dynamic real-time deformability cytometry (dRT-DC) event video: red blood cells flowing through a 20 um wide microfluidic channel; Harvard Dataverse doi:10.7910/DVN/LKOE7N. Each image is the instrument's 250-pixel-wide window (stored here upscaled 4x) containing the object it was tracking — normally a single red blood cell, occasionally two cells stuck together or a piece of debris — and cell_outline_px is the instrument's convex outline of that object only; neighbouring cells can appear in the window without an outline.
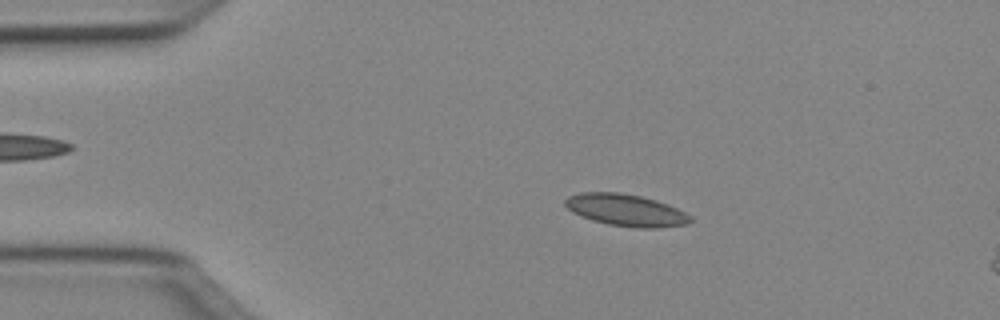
{"species": "Egyptian fruit bat (a non-hibernating species)", "species_latin": "Rousettus aegyptiacus", "temperature_condition": "cold", "stored_images_in_passage": 47, "camera_frame_rate_fps": 3000, "um_per_image_px": 0.085, "animal": {"sex": "female"}, "frame": {"image": 1, "passage_image": 6, "time_ms": 1.667, "image_size_px": [1000, 320], "cell_outline_px": [[692, 220], [688, 224], [656, 228], [636, 228], [608, 224], [592, 220], [580, 216], [572, 212], [564, 204], [564, 200], [568, 196], [580, 192], [620, 192], [640, 196], [656, 200], [676, 208], [692, 216]], "centroid_in_image_um": [53.18, 17.86], "position_along_channel_um": 31.8, "area_um2": 23.35}}
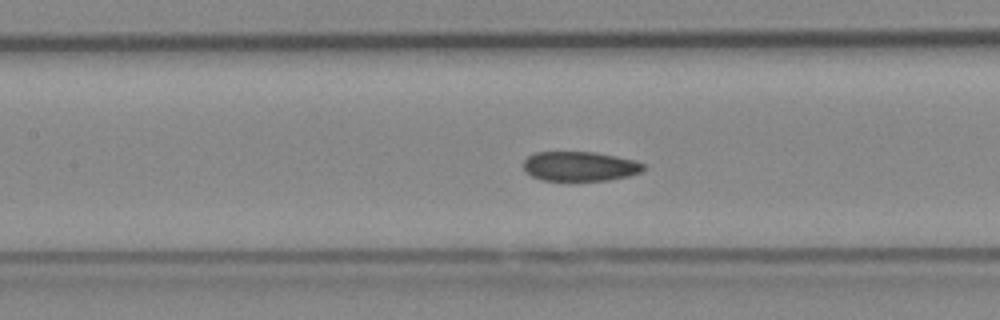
{"frame": {"image": 2, "passage_image": 19, "time_ms": 6.0, "image_size_px": [1000, 320], "cell_outline_px": [[644, 168], [640, 172], [628, 176], [608, 180], [544, 180], [532, 176], [524, 168], [524, 160], [528, 156], [536, 152], [596, 152], [636, 160], [644, 164]], "centroid_in_image_um": [49.31, 14.12], "position_along_channel_um": 158.1, "area_um2": 20.52}}
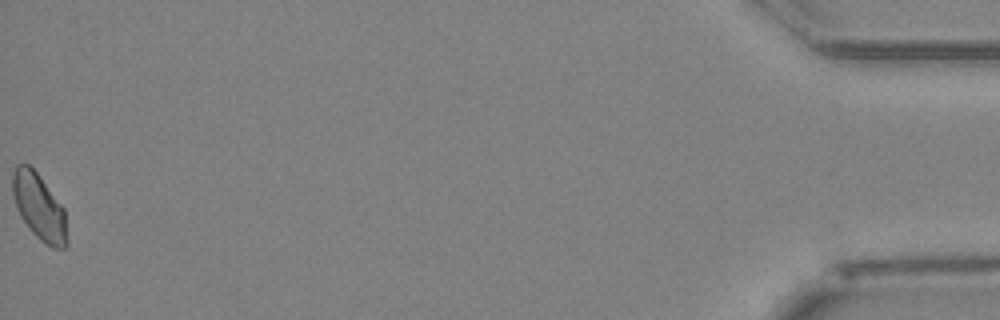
{"frame": {"image": 3, "passage_image": 47, "time_ms": 15.333, "image_size_px": [1000, 320], "cell_outline_px": [[68, 244], [64, 248], [52, 248], [44, 244], [32, 232], [20, 216], [16, 208], [12, 192], [12, 172], [16, 164], [28, 164], [36, 172], [64, 208], [68, 240]], "centroid_in_image_um": [3.32, 17.61], "position_along_channel_um": 431.9, "area_um2": 21.1}, "authors_computed_cell_mechanics": {"area_um2": 21.6172, "velocity_mm_per_s": 4.0043, "shape_relaxation_time_tau1_ms": null, "shape_relaxation_time_tau2_ms": 3.9442, "deformation_change_tau1": null, "deformation_change_tau2": 0.0946}}